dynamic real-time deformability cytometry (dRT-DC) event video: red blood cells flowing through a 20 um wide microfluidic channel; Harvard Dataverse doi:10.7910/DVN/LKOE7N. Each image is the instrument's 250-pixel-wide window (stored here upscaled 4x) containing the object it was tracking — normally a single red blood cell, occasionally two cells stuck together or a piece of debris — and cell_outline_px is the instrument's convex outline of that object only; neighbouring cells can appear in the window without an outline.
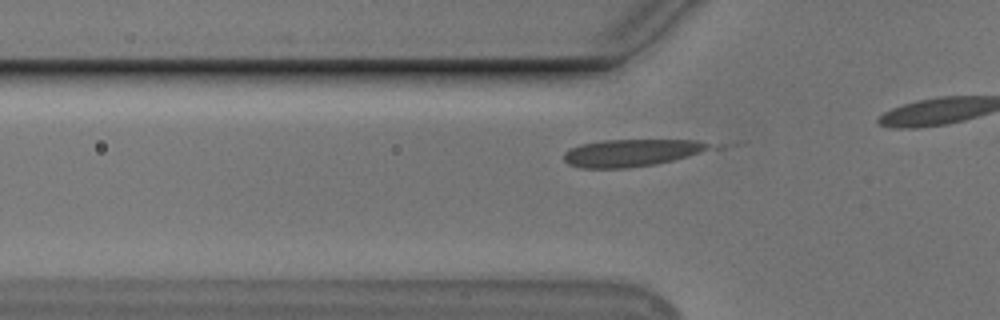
{"species": "Egyptian fruit bat (a non-hibernating species)", "species_latin": "Rousettus aegyptiacus", "temperature_condition": "cold", "stored_images_in_passage": 12, "camera_frame_rate_fps": 3000, "um_per_image_px": 0.085, "animal": {"sex": "male"}, "frame": {"image": 1, "passage_image": 6, "time_ms": 1.667, "image_size_px": [1000, 320], "cell_outline_px": [[744, 140], [740, 144], [724, 148], [656, 164], [628, 168], [580, 168], [568, 164], [564, 160], [564, 152], [568, 148], [580, 144], [600, 140]], "centroid_in_image_um": [54.24, 12.93], "position_along_channel_um": 71.6, "area_um2": 25.37}}
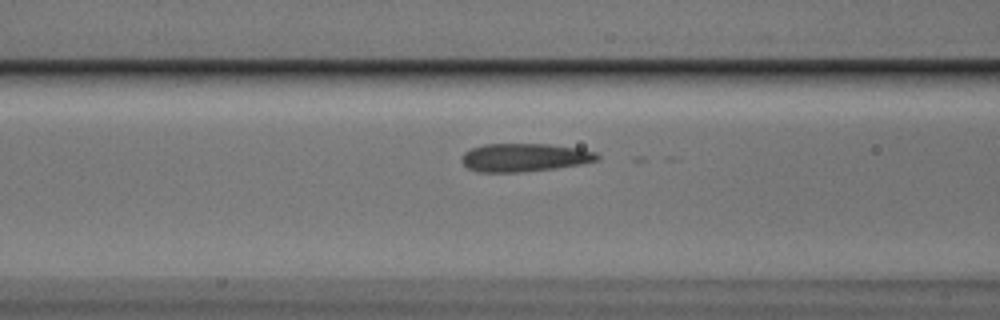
{"frame": {"image": 2, "passage_image": 10, "time_ms": 3.0, "image_size_px": [1000, 320], "cell_outline_px": [[600, 160], [580, 164], [556, 168], [520, 172], [480, 172], [468, 168], [460, 160], [464, 152], [472, 148], [484, 144], [548, 144], [580, 148], [596, 152], [600, 156]], "centroid_in_image_um": [44.6, 13.38], "position_along_channel_um": 122.0, "area_um2": 22.37}}